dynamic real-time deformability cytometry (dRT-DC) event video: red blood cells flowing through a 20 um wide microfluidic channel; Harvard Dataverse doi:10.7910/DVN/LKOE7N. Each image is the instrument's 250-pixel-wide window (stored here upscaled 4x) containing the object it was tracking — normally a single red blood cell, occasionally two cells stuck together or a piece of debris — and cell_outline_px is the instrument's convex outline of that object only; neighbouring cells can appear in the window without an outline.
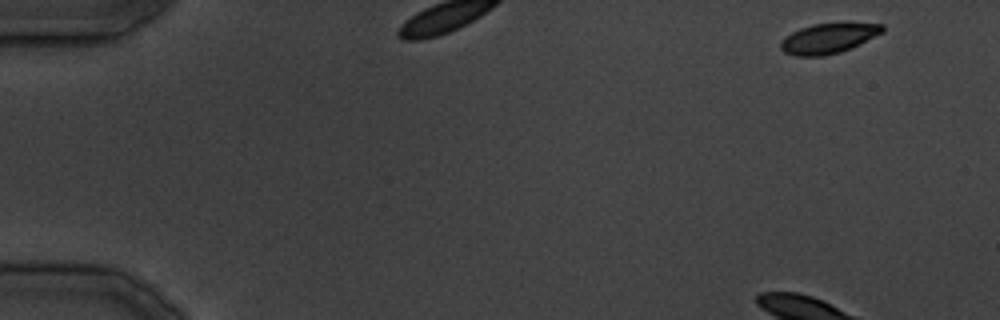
{"species": "common noctule bat (a hibernating species)", "species_latin": "Nyctalus noctula", "temperature_condition": "cold", "stored_images_in_passage": 23, "camera_frame_rate_fps": 3000, "um_per_image_px": 0.085, "animal": {"sex": "male", "body_mass_g": 19.5, "forearm_length_mm": 54.6}, "frame": {"image": 1, "passage_image": 1, "time_ms": 0.0, "image_size_px": [1000, 320], "cell_outline_px": [[884, 32], [840, 52], [824, 56], [796, 56], [784, 52], [780, 48], [780, 44], [784, 36], [800, 28], [812, 24], [844, 20], [848, 20], [884, 24]], "centroid_in_image_um": [70.45, 3.19], "position_along_channel_um": 14.5, "area_um2": 18.55}}
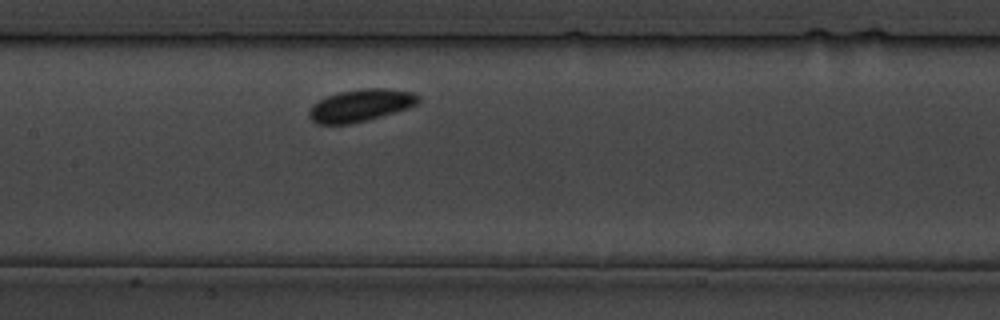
{"frame": {"image": 2, "passage_image": 10, "time_ms": 11.0, "image_size_px": [1000, 320], "cell_outline_px": [[420, 100], [416, 104], [408, 108], [368, 120], [348, 124], [316, 124], [308, 116], [308, 112], [312, 104], [336, 92], [364, 88], [388, 88], [412, 92], [420, 96]], "centroid_in_image_um": [30.64, 8.95], "position_along_channel_um": 176.8, "area_um2": 20.63}}